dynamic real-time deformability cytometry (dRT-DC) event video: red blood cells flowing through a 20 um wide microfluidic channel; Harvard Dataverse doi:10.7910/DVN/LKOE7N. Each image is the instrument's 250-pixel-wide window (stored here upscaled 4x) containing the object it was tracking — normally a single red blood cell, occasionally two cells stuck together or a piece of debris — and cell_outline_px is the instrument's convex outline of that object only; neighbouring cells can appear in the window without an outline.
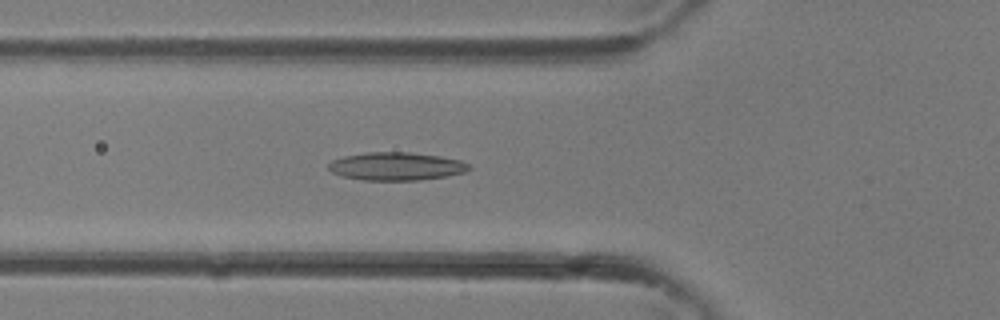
{"species": "common noctule bat (a hibernating species)", "species_latin": "Nyctalus noctula", "temperature_condition": "room temperature", "stored_images_in_passage": 36, "camera_frame_rate_fps": 3000, "um_per_image_px": 0.085, "animal": {"sex": "female"}, "frame": {"image": 1, "passage_image": 13, "time_ms": 4.0, "image_size_px": [1000, 320], "cell_outline_px": [[472, 168], [464, 172], [448, 176], [420, 180], [364, 180], [344, 176], [332, 172], [328, 168], [328, 164], [332, 160], [344, 156], [364, 152], [408, 152], [440, 156], [460, 160], [468, 164]], "centroid_in_image_um": [33.69, 14.13], "position_along_channel_um": 92.1, "area_um2": 22.95}}
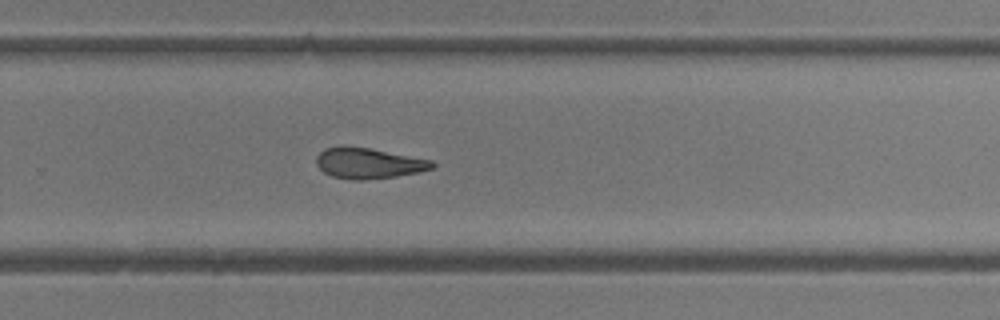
{"frame": {"image": 2, "passage_image": 24, "time_ms": 7.667, "image_size_px": [1000, 320], "cell_outline_px": [[436, 164], [432, 168], [420, 172], [396, 176], [364, 180], [352, 180], [332, 176], [324, 172], [316, 164], [316, 156], [324, 148], [340, 144], [344, 144], [368, 148], [432, 160]], "centroid_in_image_um": [31.28, 13.86], "position_along_channel_um": 298.5, "area_um2": 20.92}}
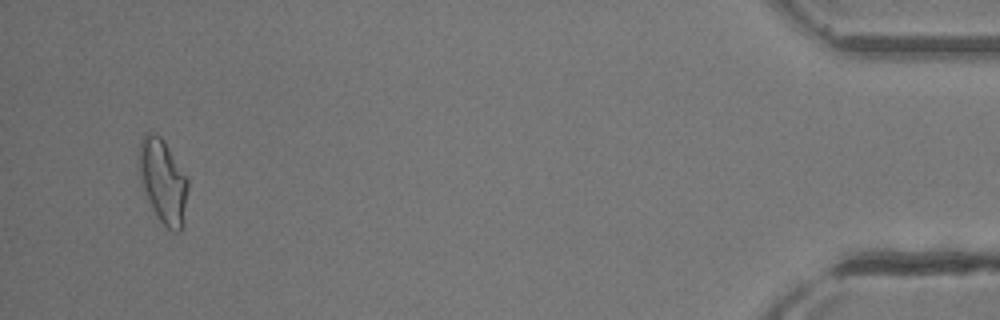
{"frame": {"image": 3, "passage_image": 35, "time_ms": 11.333, "image_size_px": [1000, 320], "cell_outline_px": [[188, 188], [184, 224], [180, 232], [176, 232], [168, 228], [156, 216], [144, 192], [140, 180], [140, 140], [144, 132], [148, 132], [160, 136], [164, 140], [188, 180]], "centroid_in_image_um": [13.87, 15.43], "position_along_channel_um": 421.3, "area_um2": 23.76}}